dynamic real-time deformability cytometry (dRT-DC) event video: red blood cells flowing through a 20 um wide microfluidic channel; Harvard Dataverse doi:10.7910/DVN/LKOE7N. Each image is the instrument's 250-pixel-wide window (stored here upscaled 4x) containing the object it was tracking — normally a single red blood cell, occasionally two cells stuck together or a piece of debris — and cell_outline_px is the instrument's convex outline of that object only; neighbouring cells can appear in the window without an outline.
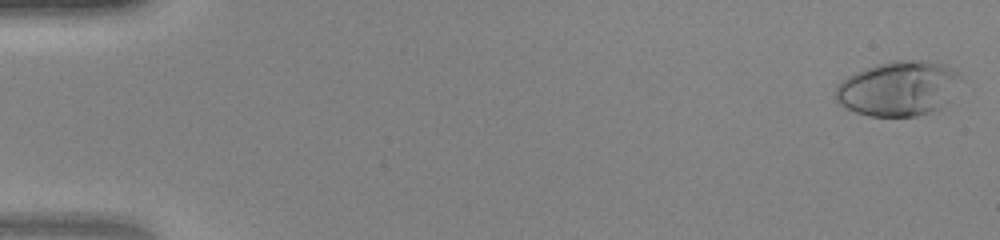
{"species": "human", "species_latin": "Homo sapiens", "temperature_condition": "warm", "stored_images_in_passage": 47, "camera_frame_rate_fps": 3000, "um_per_image_px": 0.085, "donor": {"sex": "female"}, "frame": {"image": 1, "passage_image": 1, "time_ms": 0.0, "image_size_px": [1000, 240], "cell_outline_px": [[960, 76], [948, 100], [940, 112], [916, 116], [868, 116], [856, 112], [840, 104], [836, 100], [836, 84], [848, 76], [864, 68], [876, 64], [896, 60], [928, 60], [944, 64], [960, 72]], "centroid_in_image_um": [76.37, 7.52], "position_along_channel_um": 8.6, "area_um2": 40.23}}
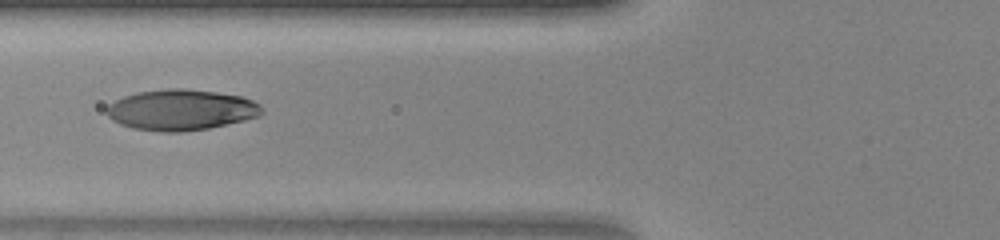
{"frame": {"image": 2, "passage_image": 19, "time_ms": 6.0, "image_size_px": [1000, 240], "cell_outline_px": [[264, 112], [260, 116], [244, 120], [208, 128], [180, 132], [160, 132], [132, 128], [120, 124], [112, 120], [108, 116], [104, 108], [108, 104], [124, 96], [136, 92], [168, 88], [184, 88], [216, 92], [240, 96], [252, 100], [260, 104]], "centroid_in_image_um": [15.36, 9.34], "position_along_channel_um": 110.4, "area_um2": 37.11}}
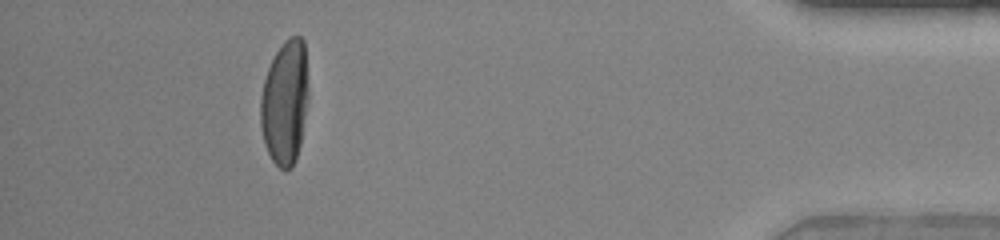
{"frame": {"image": 3, "passage_image": 43, "time_ms": 14.0, "image_size_px": [1000, 240], "cell_outline_px": [[308, 100], [300, 144], [296, 160], [292, 168], [284, 172], [272, 160], [264, 144], [260, 128], [260, 96], [264, 80], [268, 68], [276, 52], [284, 40], [292, 36], [300, 36], [304, 40], [308, 88]], "centroid_in_image_um": [24.21, 8.73], "position_along_channel_um": 411.0, "area_um2": 35.08}}